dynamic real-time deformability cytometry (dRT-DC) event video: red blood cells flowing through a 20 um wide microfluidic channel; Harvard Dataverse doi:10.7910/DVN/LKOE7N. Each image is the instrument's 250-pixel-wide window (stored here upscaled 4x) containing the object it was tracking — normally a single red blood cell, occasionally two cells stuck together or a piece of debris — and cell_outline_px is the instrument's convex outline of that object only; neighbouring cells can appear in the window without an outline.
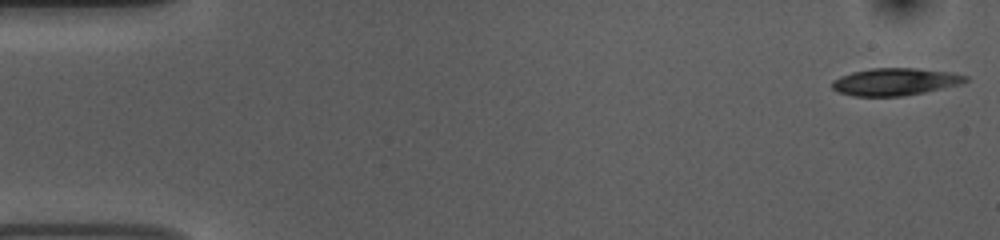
{"species": "common noctule bat (a hibernating species)", "species_latin": "Nyctalus noctula", "temperature_condition": "room temperature", "stored_images_in_passage": 53, "camera_frame_rate_fps": 3000, "um_per_image_px": 0.085, "animal": {"sex": "female", "body_mass_g": 10.0, "forearm_length_mm": 53.1}, "frame": {"image": 1, "passage_image": 1, "time_ms": 0.0, "image_size_px": [1000, 240], "cell_outline_px": [[968, 80], [960, 84], [924, 92], [900, 96], [852, 96], [836, 92], [832, 88], [832, 80], [840, 76], [852, 72], [872, 68], [916, 68], [952, 72], [968, 76]], "centroid_in_image_um": [76.05, 6.94], "position_along_channel_um": 8.9, "area_um2": 21.27}}
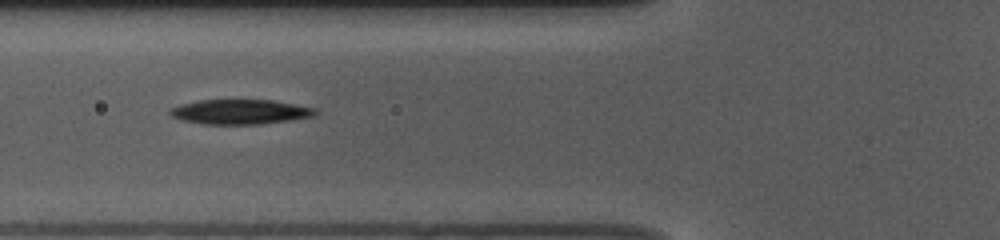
{"frame": {"image": 2, "passage_image": 19, "time_ms": 6.0, "image_size_px": [1000, 240], "cell_outline_px": [[320, 112], [312, 116], [288, 120], [260, 124], [204, 124], [180, 120], [172, 116], [168, 112], [172, 108], [184, 104], [200, 100], [272, 100], [316, 108]], "centroid_in_image_um": [20.43, 9.51], "position_along_channel_um": 105.4, "area_um2": 20.75}}
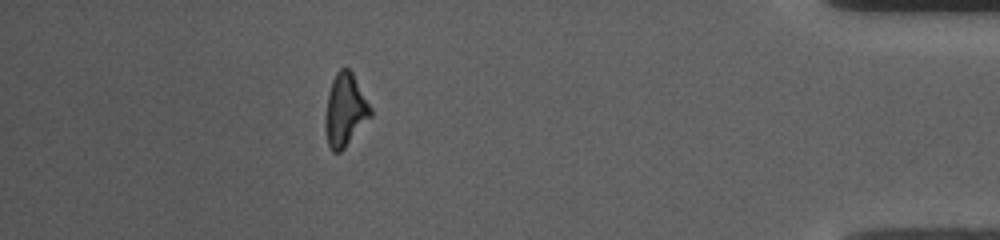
{"frame": {"image": 3, "passage_image": 47, "time_ms": 15.333, "image_size_px": [1000, 240], "cell_outline_px": [[372, 116], [344, 148], [340, 152], [332, 152], [328, 144], [324, 132], [324, 120], [328, 92], [332, 80], [336, 72], [340, 68], [348, 68], [352, 72], [372, 108]], "centroid_in_image_um": [29.32, 9.37], "position_along_channel_um": 405.9, "area_um2": 19.36}, "authors_computed_cell_mechanics": {"area_um2": 21.0392, "velocity_mm_per_s": 3.7395, "shape_relaxation_time_tau1_ms": 5.3742, "shape_relaxation_time_tau2_ms": 7.6169, "deformation_change_tau1": 0.1386, "deformation_change_tau2": 0.2052}}